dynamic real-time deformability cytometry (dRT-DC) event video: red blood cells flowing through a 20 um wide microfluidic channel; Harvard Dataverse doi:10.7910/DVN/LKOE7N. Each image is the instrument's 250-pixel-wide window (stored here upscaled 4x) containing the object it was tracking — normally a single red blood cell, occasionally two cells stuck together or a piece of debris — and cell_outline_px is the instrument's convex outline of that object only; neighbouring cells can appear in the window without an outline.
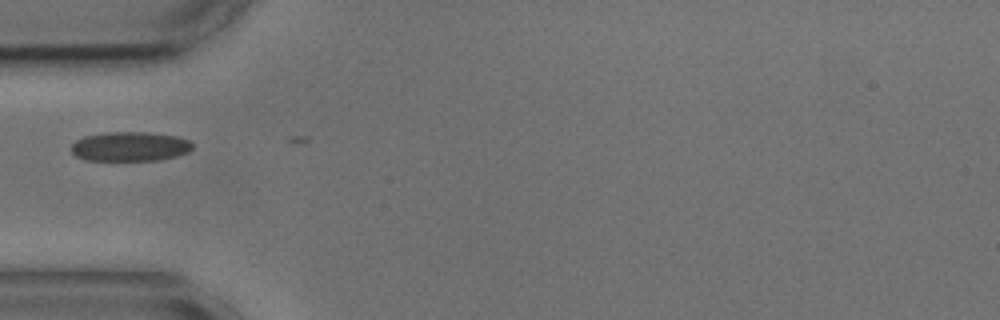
{"species": "common noctule bat (a hibernating species)", "species_latin": "Nyctalus noctula", "temperature_condition": "cold", "stored_images_in_passage": 4, "camera_frame_rate_fps": 3000, "um_per_image_px": 0.085, "animal": {"sex": "male", "body_mass_g": 17.9, "forearm_length_mm": 54.2}, "frame": {"image": 1, "passage_image": 2, "time_ms": 0.333, "image_size_px": [1000, 320], "cell_outline_px": [[192, 148], [188, 152], [176, 156], [160, 160], [84, 160], [76, 156], [72, 152], [72, 144], [76, 140], [84, 136], [108, 132], [148, 132], [176, 136], [188, 140], [192, 144]], "centroid_in_image_um": [11.04, 12.45], "position_along_channel_um": 74.0, "area_um2": 20.75}}